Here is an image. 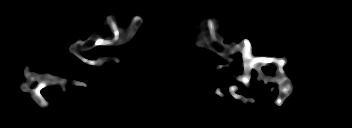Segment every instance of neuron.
Listing matches in <instances>:
<instances>
[{
  "instance_id": "obj_1",
  "label": "neuron",
  "mask_w": 352,
  "mask_h": 128,
  "mask_svg": "<svg viewBox=\"0 0 352 128\" xmlns=\"http://www.w3.org/2000/svg\"><path fill=\"white\" fill-rule=\"evenodd\" d=\"M107 21H105L104 24H108L113 33V37H108L106 39L101 38L100 36L96 35L95 33L92 34L87 40H81L78 39L75 45H71L70 47V52L76 55L79 59H81L83 62L88 63L90 65H100L103 64L104 61H107V58L104 60L97 59V60H87L84 58L79 51H86L89 49H92L96 46H118L122 45L123 43L130 41L135 34L137 33L138 28L141 26L143 23V18L140 15H137L133 17V21L128 28V36H122V31L121 28L117 26L116 22V17L113 15H108L106 18ZM207 24V29L204 32L203 37H200V34H197L196 37L198 39L197 45L198 46H205L206 48L214 51L217 53L219 56L223 55H229V54H234L237 51H240L242 53V59H243V67L245 68V76H239L238 80L242 81L245 85H249V70L250 68H255L257 67V70H260L261 67H258V64L264 65L266 63H274L276 64L279 69L276 71V75L281 74L282 78L279 79L278 77L274 78L273 80L276 81L279 85V96L276 99V104L278 106H281L285 99L292 93L293 89V84H291L290 79L287 77L285 71L283 70V66L287 63L286 58H275V57H263V56H253L252 55V47L250 42L245 39L242 40L241 43L239 44H233L232 48L229 47V45H223L222 41L223 38L218 35L217 33V27L218 23L216 19H208L206 21ZM243 45V48L240 46ZM112 60H114L116 63L119 62V60L116 57H111ZM228 68L230 67V64H223L220 65L219 68ZM24 75L27 77L28 81L21 83V90L23 92L29 90L30 85L33 83L35 80H40V83L38 87L35 89V95L33 94L32 97L33 99L40 105V107H47L48 103H45V100L40 93V90L46 86L45 82L49 81L51 84L58 82L59 85L63 84V79H60L58 76L54 75H38L34 72L28 73L27 69L25 68ZM237 89V86H232L229 88V91L235 97L236 99H241L243 103H247L249 100L248 98H244L241 95L235 94V90ZM216 94L223 96L221 93L220 89L216 90Z\"/></svg>"
}]
</instances>
